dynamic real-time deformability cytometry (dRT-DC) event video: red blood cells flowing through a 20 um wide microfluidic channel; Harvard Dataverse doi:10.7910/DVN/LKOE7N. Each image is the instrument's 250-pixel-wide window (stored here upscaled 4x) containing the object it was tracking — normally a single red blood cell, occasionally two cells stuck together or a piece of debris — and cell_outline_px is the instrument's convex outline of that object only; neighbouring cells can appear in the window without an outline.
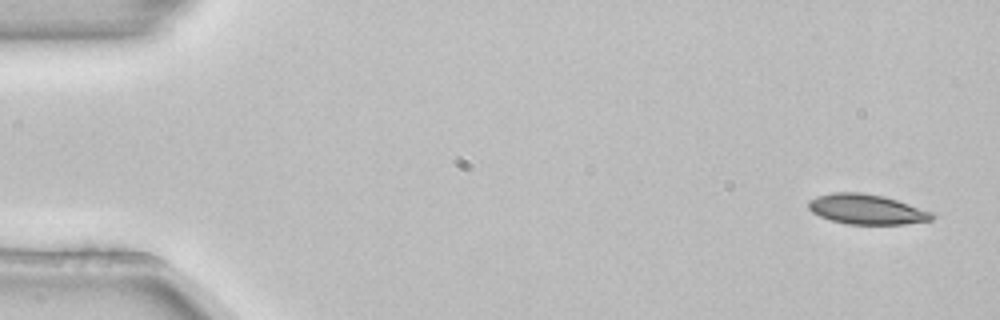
{"species": "common noctule bat (a hibernating species)", "species_latin": "Nyctalus noctula", "temperature_condition": "room temperature", "stored_images_in_passage": 3, "camera_frame_rate_fps": 3000, "um_per_image_px": 0.085, "animal": {"sex": "female", "body_mass_g": 22.7, "forearm_length_mm": 54.2}, "frame": {"image": 1, "passage_image": 1, "time_ms": 0.0, "image_size_px": [1000, 320], "cell_outline_px": [[936, 216], [932, 220], [904, 224], [848, 224], [832, 220], [820, 216], [812, 212], [808, 208], [808, 200], [816, 196], [832, 192], [860, 192], [884, 196], [932, 212]], "centroid_in_image_um": [73.64, 17.78], "position_along_channel_um": 11.4, "area_um2": 21.56}}